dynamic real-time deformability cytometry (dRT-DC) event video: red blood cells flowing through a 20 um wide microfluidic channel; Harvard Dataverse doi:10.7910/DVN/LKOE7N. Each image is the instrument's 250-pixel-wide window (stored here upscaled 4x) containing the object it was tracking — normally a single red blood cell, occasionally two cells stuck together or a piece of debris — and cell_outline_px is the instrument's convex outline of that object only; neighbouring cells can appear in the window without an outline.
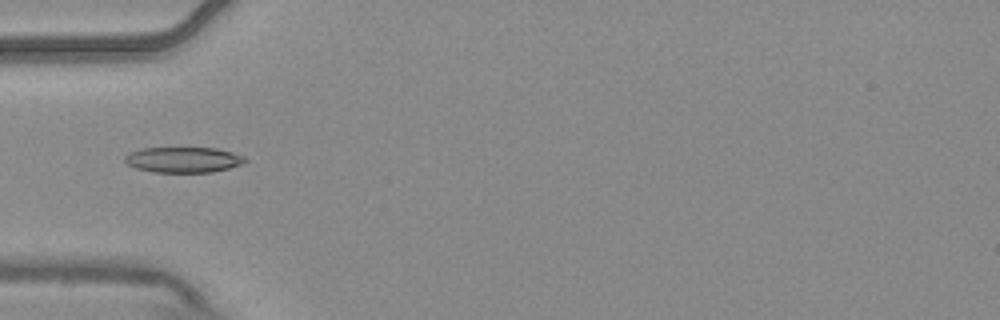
{"species": "common noctule bat (a hibernating species)", "species_latin": "Nyctalus noctula", "temperature_condition": "warm", "stored_images_in_passage": 5, "camera_frame_rate_fps": 3000, "um_per_image_px": 0.085, "animal": {"sex": "male", "body_mass_g": 20.4}, "frame": {"image": 1, "passage_image": 3, "time_ms": 0.667, "image_size_px": [1000, 320], "cell_outline_px": [[248, 160], [240, 164], [228, 168], [212, 172], [152, 172], [136, 168], [128, 164], [124, 160], [124, 156], [132, 152], [144, 148], [216, 148], [232, 152], [244, 156]], "centroid_in_image_um": [15.59, 13.58], "position_along_channel_um": 69.4, "area_um2": 17.74}}
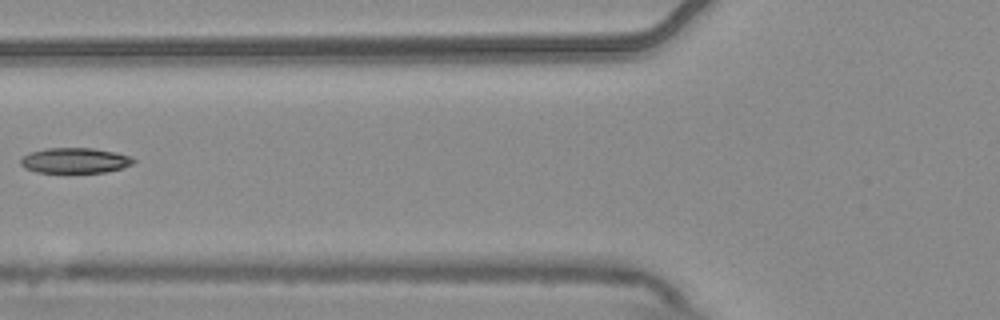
{"frame": {"image": 2, "passage_image": 4, "time_ms": 1.0, "image_size_px": [1000, 320], "cell_outline_px": [[136, 160], [132, 164], [120, 168], [104, 172], [36, 172], [24, 168], [20, 164], [20, 160], [28, 152], [48, 148], [92, 148], [116, 152], [132, 156]], "centroid_in_image_um": [6.36, 13.63], "position_along_channel_um": 119.4, "area_um2": 16.65}}
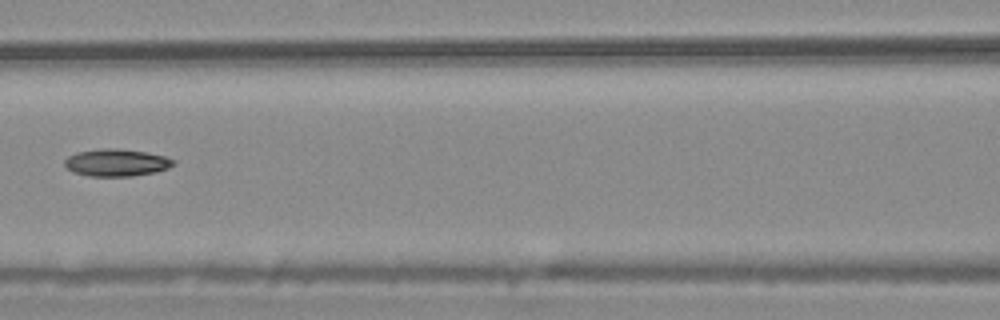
{"frame": {"image": 3, "passage_image": 5, "time_ms": 1.333, "image_size_px": [1000, 320], "cell_outline_px": [[176, 164], [168, 168], [156, 172], [132, 176], [88, 176], [72, 172], [64, 164], [64, 160], [68, 156], [76, 152], [100, 148], [120, 148], [148, 152], [164, 156], [176, 160]], "centroid_in_image_um": [9.91, 13.81], "position_along_channel_um": 156.7, "area_um2": 17.57}}